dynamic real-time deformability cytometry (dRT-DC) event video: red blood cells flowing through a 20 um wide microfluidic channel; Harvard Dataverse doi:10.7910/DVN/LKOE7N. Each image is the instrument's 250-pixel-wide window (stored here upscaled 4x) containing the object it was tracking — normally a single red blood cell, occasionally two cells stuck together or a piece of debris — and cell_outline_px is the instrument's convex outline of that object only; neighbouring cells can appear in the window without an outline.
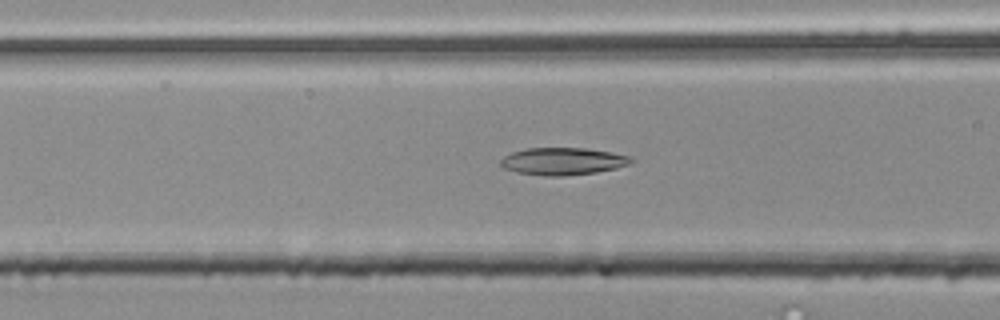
{"species": "common noctule bat (a hibernating species)", "species_latin": "Nyctalus noctula", "temperature_condition": "room temperature", "stored_images_in_passage": 37, "camera_frame_rate_fps": 3000, "um_per_image_px": 0.085, "animal": {"sex": "male", "body_mass_g": 20.4}, "frame": {"image": 1, "passage_image": 11, "time_ms": 3.333, "image_size_px": [1000, 320], "cell_outline_px": [[632, 160], [628, 164], [616, 168], [596, 172], [564, 176], [544, 176], [516, 172], [504, 168], [500, 164], [500, 160], [504, 156], [512, 152], [528, 148], [584, 148], [612, 152], [632, 156]], "centroid_in_image_um": [47.83, 13.71], "position_along_channel_um": 118.8, "area_um2": 20.75}}
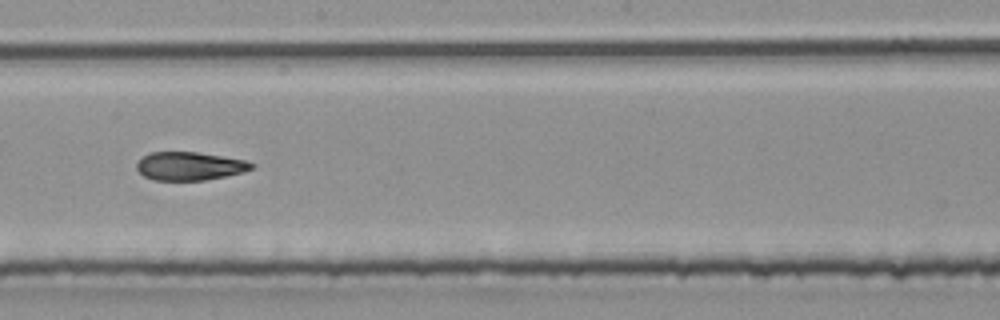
{"frame": {"image": 2, "passage_image": 20, "time_ms": 6.333, "image_size_px": [1000, 320], "cell_outline_px": [[256, 164], [252, 168], [244, 172], [204, 180], [152, 180], [144, 176], [136, 168], [136, 164], [148, 152], [196, 152], [244, 160]], "centroid_in_image_um": [16.1, 14.12], "position_along_channel_um": 232.1, "area_um2": 18.79}}
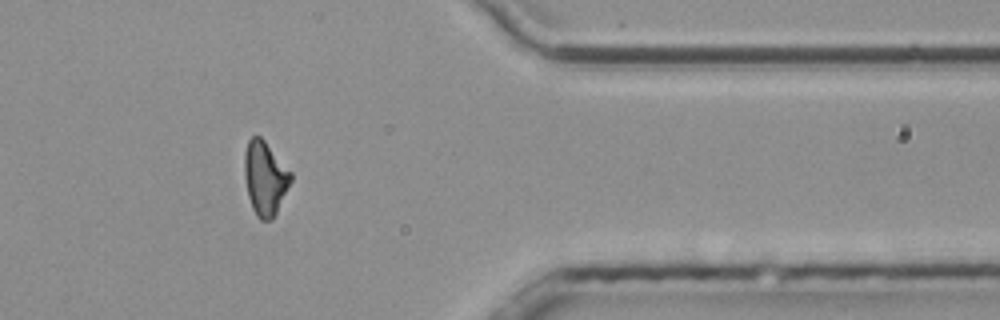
{"frame": {"image": 3, "passage_image": 34, "time_ms": 11.0, "image_size_px": [1000, 320], "cell_outline_px": [[292, 180], [272, 220], [260, 220], [256, 216], [252, 208], [248, 196], [244, 176], [244, 152], [248, 140], [252, 136], [260, 136], [264, 140], [292, 172]], "centroid_in_image_um": [22.51, 15.13], "position_along_channel_um": 388.9, "area_um2": 20.0}, "authors_computed_cell_mechanics": {"area_um2": 20.1722, "velocity_mm_per_s": 3.7869, "shape_relaxation_time_tau1_ms": 4.8703, "shape_relaxation_time_tau2_ms": 2.9058, "deformation_change_tau1": 0.1767, "deformation_change_tau2": 0.1117}}